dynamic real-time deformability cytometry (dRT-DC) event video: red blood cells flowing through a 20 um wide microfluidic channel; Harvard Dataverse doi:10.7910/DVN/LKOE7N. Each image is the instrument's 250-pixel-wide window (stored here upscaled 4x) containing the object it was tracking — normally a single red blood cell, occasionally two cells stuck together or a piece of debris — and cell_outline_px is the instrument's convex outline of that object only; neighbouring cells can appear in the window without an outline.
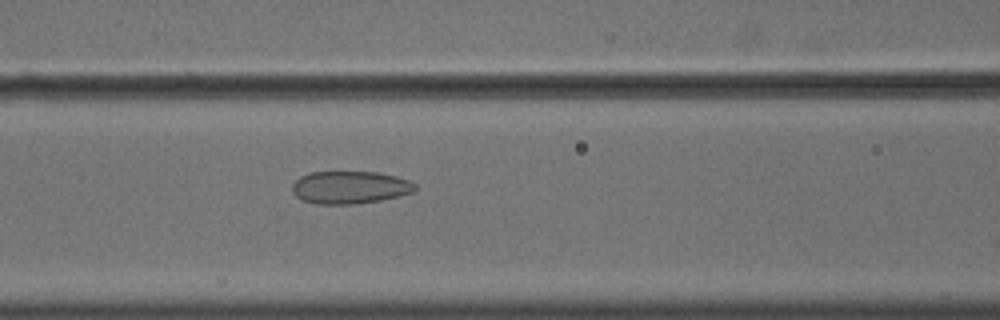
{"species": "common noctule bat (a hibernating species)", "species_latin": "Nyctalus noctula", "temperature_condition": "cold", "stored_images_in_passage": 43, "camera_frame_rate_fps": 3000, "um_per_image_px": 0.085, "animal": {"sex": "male", "body_mass_g": 18.8}, "frame": {"image": 1, "passage_image": 12, "time_ms": 3.667, "image_size_px": [1000, 320], "cell_outline_px": [[416, 188], [412, 192], [400, 196], [380, 200], [352, 204], [316, 204], [304, 200], [296, 196], [292, 192], [292, 184], [300, 176], [312, 172], [376, 172], [396, 176], [408, 180], [416, 184]], "centroid_in_image_um": [29.73, 15.92], "position_along_channel_um": 136.9, "area_um2": 23.29}}
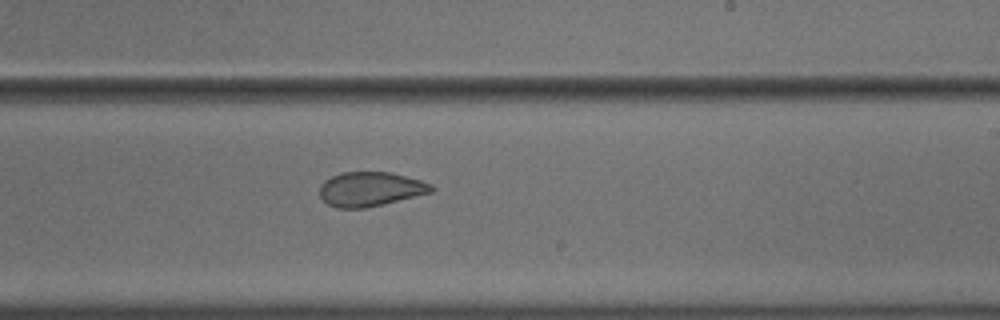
{"frame": {"image": 2, "passage_image": 22, "time_ms": 7.0, "image_size_px": [1000, 320], "cell_outline_px": [[436, 188], [432, 192], [364, 208], [336, 208], [328, 204], [320, 196], [320, 184], [324, 180], [340, 172], [392, 172], [420, 180], [432, 184]], "centroid_in_image_um": [31.47, 16.06], "position_along_channel_um": 257.5, "area_um2": 22.31}}
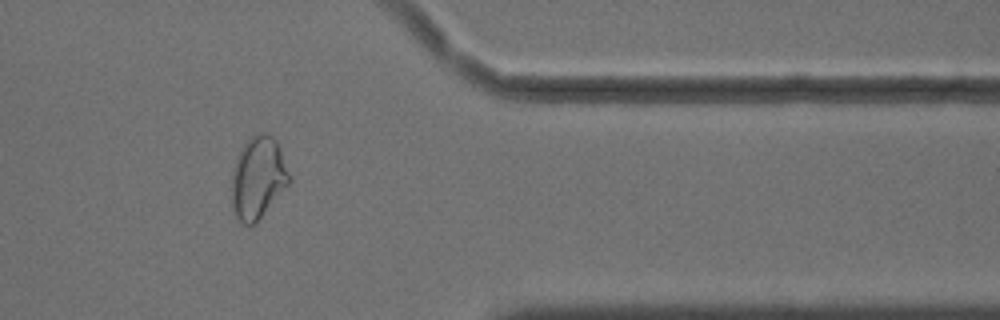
{"frame": {"image": 3, "passage_image": 34, "time_ms": 11.0, "image_size_px": [1000, 320], "cell_outline_px": [[292, 180], [256, 224], [244, 224], [236, 220], [232, 208], [232, 172], [240, 152], [244, 144], [256, 132], [264, 132], [272, 136], [276, 140], [280, 148]], "centroid_in_image_um": [21.94, 15.14], "position_along_channel_um": 389.5, "area_um2": 27.63}, "authors_computed_cell_mechanics": {"area_um2": 24.0448, "velocity_mm_per_s": 3.6227, "shape_relaxation_time_tau1_ms": null, "shape_relaxation_time_tau2_ms": 1.7666, "deformation_change_tau1": null, "deformation_change_tau2": 0.0644}}